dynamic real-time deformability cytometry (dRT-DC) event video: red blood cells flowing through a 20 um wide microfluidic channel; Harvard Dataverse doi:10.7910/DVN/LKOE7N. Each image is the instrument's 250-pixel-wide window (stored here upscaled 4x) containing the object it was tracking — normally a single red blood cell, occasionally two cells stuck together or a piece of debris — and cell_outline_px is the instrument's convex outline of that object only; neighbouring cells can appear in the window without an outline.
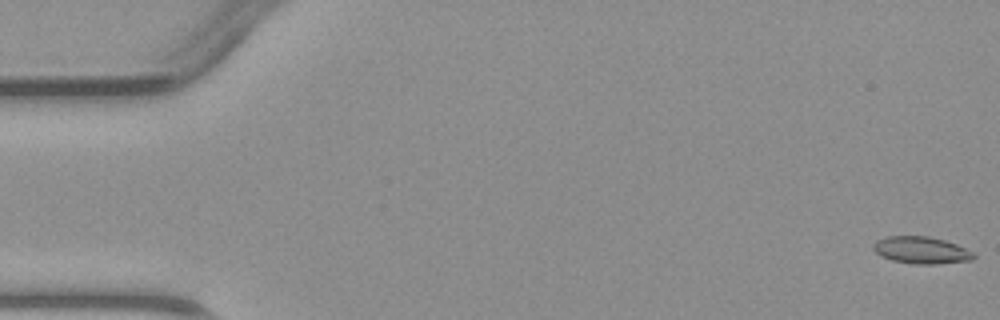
{"species": "common noctule bat (a hibernating species)", "species_latin": "Nyctalus noctula", "temperature_condition": "warm", "stored_images_in_passage": 4, "camera_frame_rate_fps": 3000, "um_per_image_px": 0.085, "animal": {"sex": "male", "body_mass_g": 23.1, "forearm_length_mm": 52.7}, "frame": {"image": 1, "passage_image": 1, "time_ms": 0.0, "image_size_px": [1000, 320], "cell_outline_px": [[976, 256], [972, 260], [936, 264], [912, 264], [892, 260], [880, 256], [872, 248], [872, 244], [876, 240], [888, 236], [928, 236], [944, 240], [956, 244], [972, 252]], "centroid_in_image_um": [78.27, 21.27], "position_along_channel_um": 6.7, "area_um2": 15.84}}
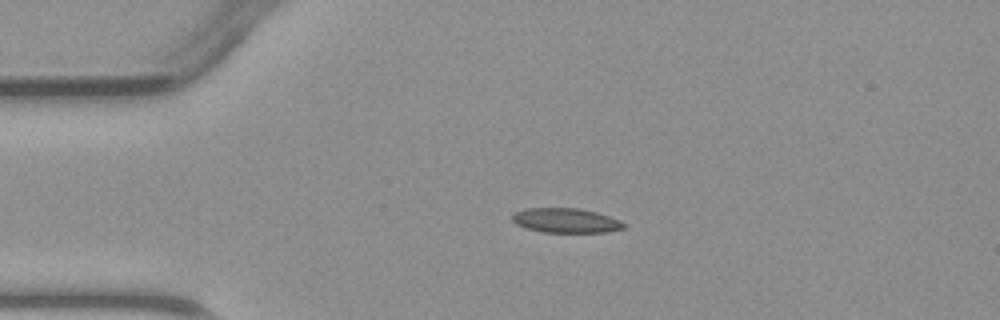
{"frame": {"image": 2, "passage_image": 4, "time_ms": 3.333, "image_size_px": [1000, 320], "cell_outline_px": [[624, 228], [608, 232], [544, 232], [524, 228], [516, 224], [512, 220], [512, 212], [524, 208], [580, 208], [596, 212], [620, 220], [624, 224]], "centroid_in_image_um": [48.04, 18.73], "position_along_channel_um": 37.0, "area_um2": 16.07}}